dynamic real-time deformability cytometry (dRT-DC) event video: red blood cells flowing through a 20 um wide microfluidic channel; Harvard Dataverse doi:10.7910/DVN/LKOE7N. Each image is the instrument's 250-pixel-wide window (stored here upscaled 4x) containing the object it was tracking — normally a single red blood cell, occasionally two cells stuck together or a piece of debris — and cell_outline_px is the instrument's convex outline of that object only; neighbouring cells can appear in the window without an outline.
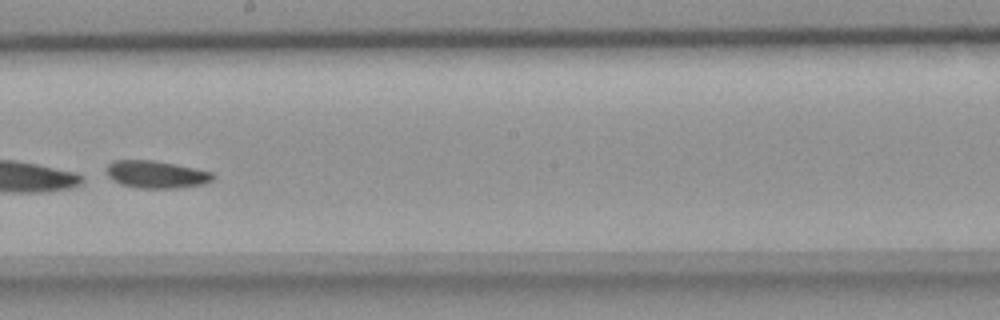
{"species": "common noctule bat (a hibernating species)", "species_latin": "Nyctalus noctula", "temperature_condition": "room temperature", "stored_images_in_passage": 39, "camera_frame_rate_fps": 3000, "um_per_image_px": 0.085, "animal": {"sex": "female", "body_mass_g": 18.4}, "frame": {"image": 1, "passage_image": 19, "time_ms": 6.0, "image_size_px": [1000, 320], "cell_outline_px": [[216, 176], [212, 180], [204, 184], [176, 188], [136, 188], [120, 184], [112, 180], [104, 172], [108, 164], [112, 160], [152, 160], [176, 164], [212, 172]], "centroid_in_image_um": [13.24, 14.82], "position_along_channel_um": 235.0, "area_um2": 17.22}}
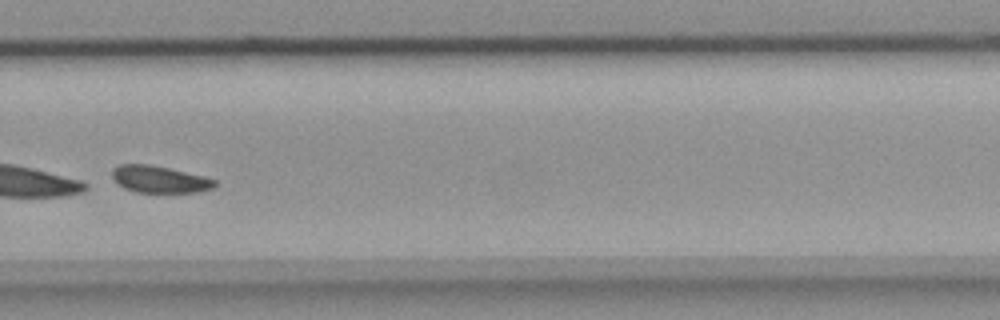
{"frame": {"image": 2, "passage_image": 25, "time_ms": 8.0, "image_size_px": [1000, 320], "cell_outline_px": [[216, 188], [196, 192], [136, 192], [124, 188], [112, 180], [112, 168], [120, 164], [148, 164], [168, 168], [204, 176], [216, 180]], "centroid_in_image_um": [13.54, 15.24], "position_along_channel_um": 316.3, "area_um2": 16.18}}
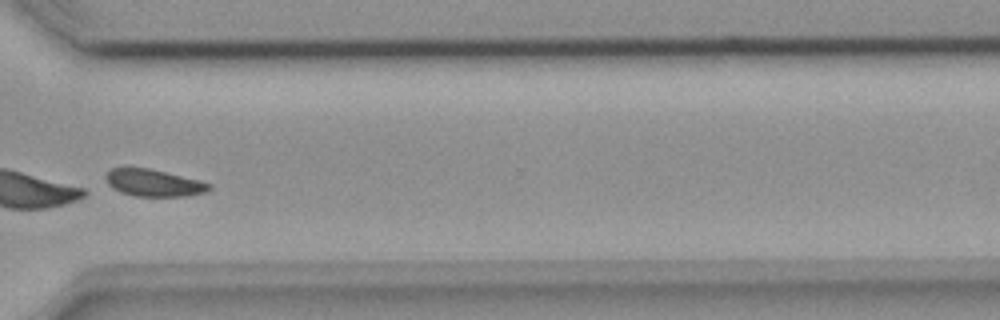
{"frame": {"image": 3, "passage_image": 28, "time_ms": 9.0, "image_size_px": [1000, 320], "cell_outline_px": [[212, 188], [204, 192], [188, 196], [132, 196], [120, 192], [112, 188], [108, 184], [104, 176], [112, 168], [124, 164], [148, 168], [212, 184]], "centroid_in_image_um": [12.95, 15.51], "position_along_channel_um": 357.6, "area_um2": 16.59}}